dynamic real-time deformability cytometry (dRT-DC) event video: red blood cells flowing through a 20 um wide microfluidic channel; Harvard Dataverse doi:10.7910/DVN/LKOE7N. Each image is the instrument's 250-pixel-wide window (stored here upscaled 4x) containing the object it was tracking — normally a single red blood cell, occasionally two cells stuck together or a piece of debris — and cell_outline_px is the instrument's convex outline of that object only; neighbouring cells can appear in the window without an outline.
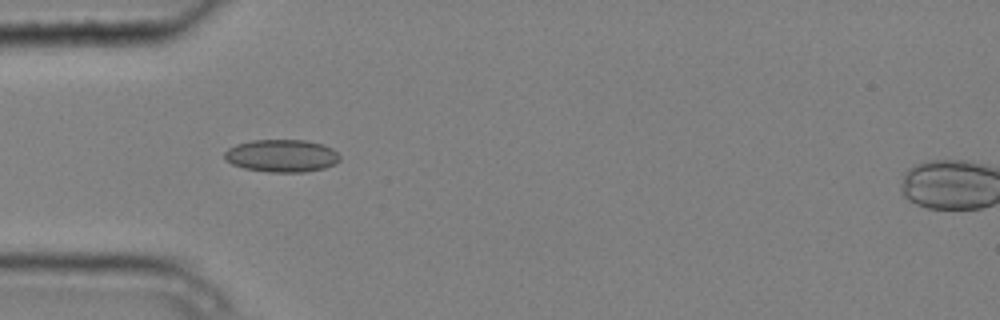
{"species": "common noctule bat (a hibernating species)", "species_latin": "Nyctalus noctula", "temperature_condition": "cold", "stored_images_in_passage": 5, "camera_frame_rate_fps": 3000, "um_per_image_px": 0.085, "animal": {"sex": "male", "body_mass_g": 20.4}, "frame": {"image": 1, "passage_image": 4, "time_ms": 1.0, "image_size_px": [1000, 320], "cell_outline_px": [[340, 160], [336, 164], [324, 168], [304, 172], [268, 172], [244, 168], [232, 164], [224, 160], [224, 152], [228, 148], [236, 144], [252, 140], [304, 140], [324, 144], [332, 148], [340, 156]], "centroid_in_image_um": [23.94, 13.24], "position_along_channel_um": 61.1, "area_um2": 22.08}}
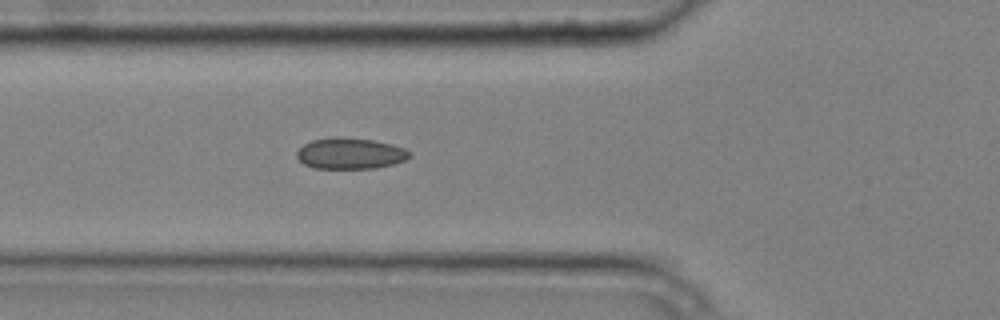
{"frame": {"image": 2, "passage_image": 5, "time_ms": 1.333, "image_size_px": [1000, 320], "cell_outline_px": [[412, 156], [396, 164], [376, 168], [312, 168], [304, 164], [296, 156], [296, 152], [304, 144], [312, 140], [336, 136], [344, 136], [372, 140], [392, 144], [404, 148], [412, 152]], "centroid_in_image_um": [29.79, 13.04], "position_along_channel_um": 96.0, "area_um2": 20.69}}